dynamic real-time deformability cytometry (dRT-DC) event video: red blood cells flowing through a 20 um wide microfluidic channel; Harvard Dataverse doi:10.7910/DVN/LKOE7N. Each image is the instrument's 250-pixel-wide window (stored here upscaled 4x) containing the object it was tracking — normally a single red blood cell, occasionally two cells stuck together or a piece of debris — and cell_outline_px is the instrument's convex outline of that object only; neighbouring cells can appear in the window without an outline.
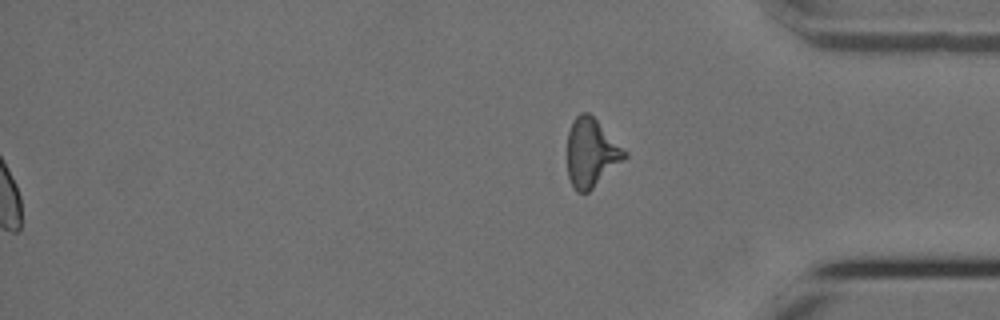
{"species": "Egyptian fruit bat (a non-hibernating species)", "species_latin": "Rousettus aegyptiacus", "temperature_condition": "cold", "stored_images_in_passage": 50, "segment_of_instrument_passage": [2, 2], "camera_frame_rate_fps": 3000, "um_per_image_px": 0.085, "animal": {"sex": "female"}, "frame": {"image": 1, "passage_image": 50, "time_ms": 16.333, "image_size_px": [1000, 320], "cell_outline_px": [[628, 156], [624, 160], [588, 192], [576, 192], [568, 176], [568, 132], [576, 116], [580, 112], [588, 112], [628, 152]], "centroid_in_image_um": [50.27, 12.99], "position_along_channel_um": 384.9, "area_um2": 22.54}}